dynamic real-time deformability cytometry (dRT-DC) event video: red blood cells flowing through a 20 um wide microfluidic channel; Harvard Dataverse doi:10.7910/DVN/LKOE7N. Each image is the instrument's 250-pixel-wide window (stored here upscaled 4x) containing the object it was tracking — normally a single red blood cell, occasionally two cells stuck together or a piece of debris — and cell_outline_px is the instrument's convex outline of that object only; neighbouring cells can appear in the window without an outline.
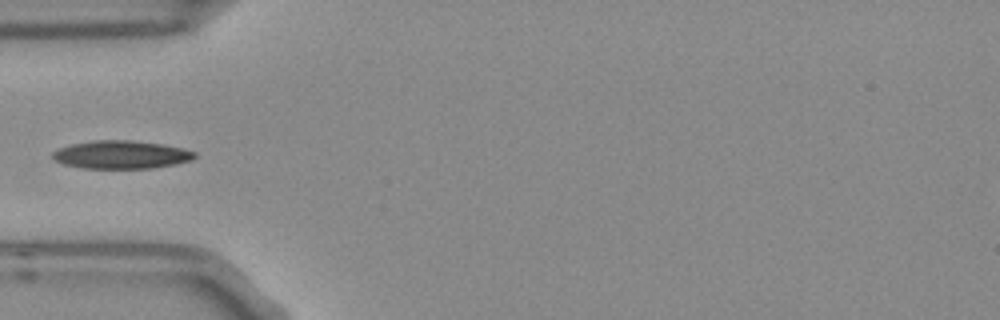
{"species": "Egyptian fruit bat (a non-hibernating species)", "species_latin": "Rousettus aegyptiacus", "temperature_condition": "room temperature", "stored_images_in_passage": 5, "camera_frame_rate_fps": 3000, "um_per_image_px": 0.085, "frame": {"image": 1, "passage_image": 5, "time_ms": 1.333, "image_size_px": [1000, 320], "cell_outline_px": [[196, 156], [192, 160], [176, 164], [152, 168], [80, 168], [64, 164], [52, 160], [52, 152], [60, 148], [72, 144], [92, 140], [132, 140], [164, 144], [196, 152]], "centroid_in_image_um": [10.29, 13.14], "position_along_channel_um": 74.7, "area_um2": 23.35}}